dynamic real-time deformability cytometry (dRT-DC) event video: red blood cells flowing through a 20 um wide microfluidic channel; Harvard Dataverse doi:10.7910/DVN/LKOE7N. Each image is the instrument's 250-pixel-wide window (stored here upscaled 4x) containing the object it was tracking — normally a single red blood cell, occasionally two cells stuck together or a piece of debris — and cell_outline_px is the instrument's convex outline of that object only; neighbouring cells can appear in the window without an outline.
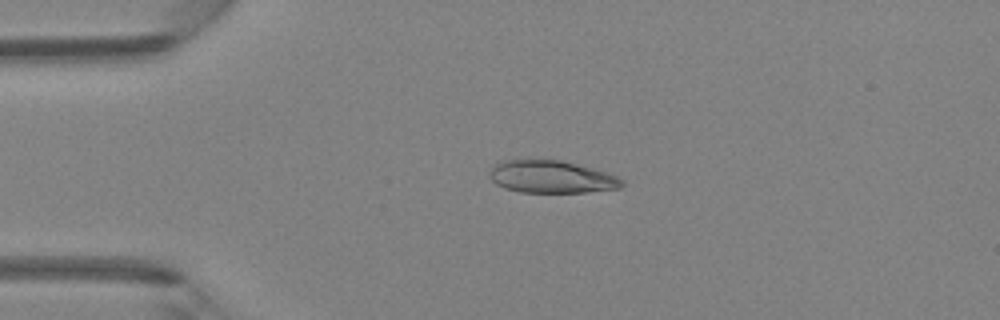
{"species": "Egyptian fruit bat (a non-hibernating species)", "species_latin": "Rousettus aegyptiacus", "temperature_condition": "room temperature", "stored_images_in_passage": 47, "camera_frame_rate_fps": 3000, "um_per_image_px": 0.085, "animal": {"sex": "female"}, "frame": {"image": 1, "passage_image": 11, "time_ms": 3.333, "image_size_px": [1000, 320], "cell_outline_px": [[624, 184], [620, 188], [588, 192], [520, 192], [504, 188], [496, 184], [488, 176], [488, 172], [496, 164], [504, 160], [560, 160], [592, 168], [616, 176], [624, 180]], "centroid_in_image_um": [46.86, 15.04], "position_along_channel_um": 38.1, "area_um2": 24.91}}
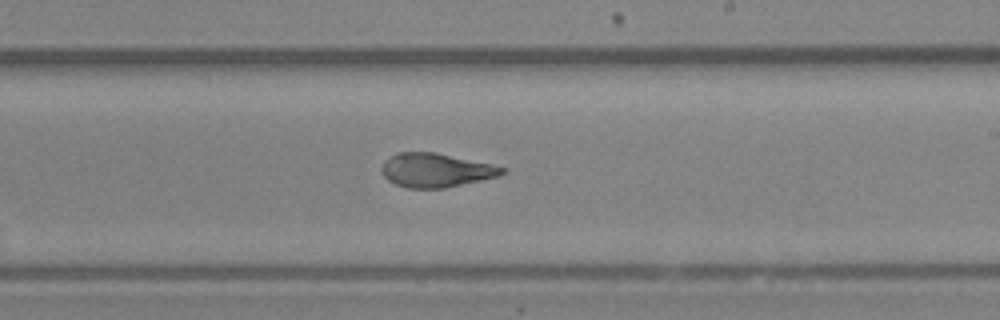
{"frame": {"image": 2, "passage_image": 28, "time_ms": 9.0, "image_size_px": [1000, 320], "cell_outline_px": [[508, 172], [500, 176], [444, 188], [408, 188], [396, 184], [388, 180], [384, 176], [380, 168], [384, 160], [396, 152], [432, 152], [492, 164], [508, 168]], "centroid_in_image_um": [37.06, 14.47], "position_along_channel_um": 251.9, "area_um2": 23.87}}
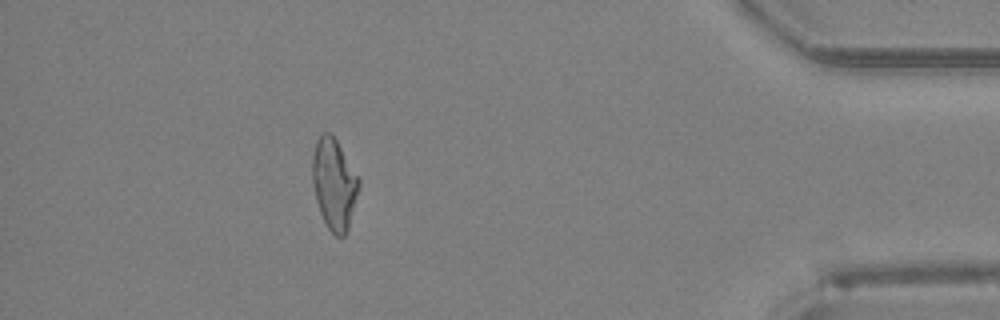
{"frame": {"image": 3, "passage_image": 42, "time_ms": 13.667, "image_size_px": [1000, 320], "cell_outline_px": [[360, 184], [348, 228], [344, 236], [336, 236], [328, 228], [320, 212], [316, 200], [312, 184], [312, 156], [316, 140], [324, 132], [328, 132], [336, 140], [360, 176]], "centroid_in_image_um": [28.4, 15.62], "position_along_channel_um": 406.8, "area_um2": 24.62}, "authors_computed_cell_mechanics": {"area_um2": 25.0274, "velocity_mm_per_s": 4.3587, "shape_relaxation_time_tau1_ms": null, "shape_relaxation_time_tau2_ms": 1.0013, "deformation_change_tau1": null, "deformation_change_tau2": 0.0524}}